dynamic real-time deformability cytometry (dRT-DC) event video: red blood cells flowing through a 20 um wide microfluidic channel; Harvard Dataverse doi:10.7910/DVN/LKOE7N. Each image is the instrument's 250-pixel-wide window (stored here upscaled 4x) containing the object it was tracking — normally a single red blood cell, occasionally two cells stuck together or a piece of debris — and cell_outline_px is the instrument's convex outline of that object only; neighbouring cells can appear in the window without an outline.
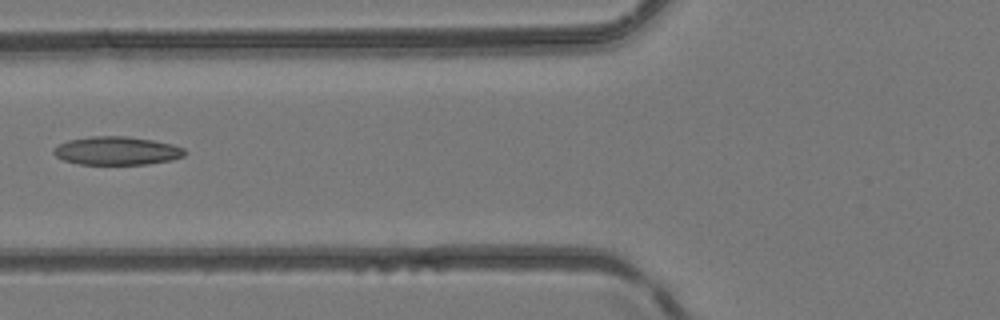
{"species": "common noctule bat (a hibernating species)", "species_latin": "Nyctalus noctula", "temperature_condition": "room temperature", "stored_images_in_passage": 5, "camera_frame_rate_fps": 3000, "um_per_image_px": 0.085, "animal": {"sex": "female", "body_mass_g": 24.6, "forearm_length_mm": 56.2}, "frame": {"image": 1, "passage_image": 5, "time_ms": 1.333, "image_size_px": [1000, 320], "cell_outline_px": [[188, 152], [184, 156], [172, 160], [148, 164], [80, 164], [64, 160], [56, 156], [52, 152], [60, 144], [68, 140], [92, 136], [128, 136], [152, 140], [172, 144], [184, 148]], "centroid_in_image_um": [9.98, 12.81], "position_along_channel_um": 115.8, "area_um2": 21.62}}